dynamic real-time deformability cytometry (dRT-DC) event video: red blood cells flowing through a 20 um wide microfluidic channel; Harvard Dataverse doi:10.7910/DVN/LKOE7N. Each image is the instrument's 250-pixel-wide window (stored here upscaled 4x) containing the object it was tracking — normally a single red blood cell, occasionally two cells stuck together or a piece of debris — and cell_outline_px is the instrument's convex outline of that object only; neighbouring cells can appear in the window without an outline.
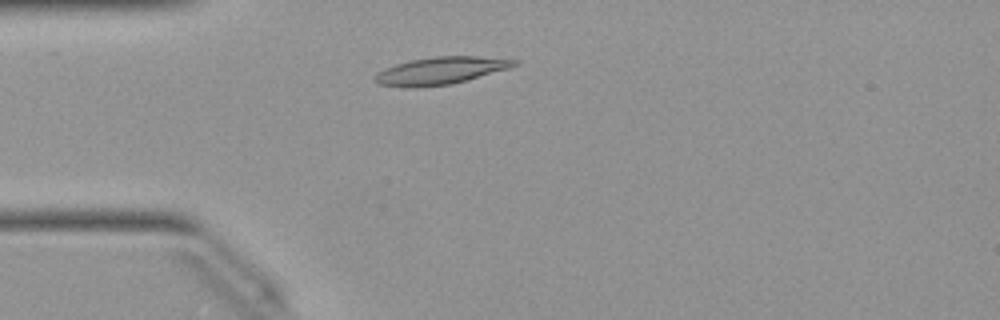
{"species": "Egyptian fruit bat (a non-hibernating species)", "species_latin": "Rousettus aegyptiacus", "temperature_condition": "warm", "stored_images_in_passage": 45, "camera_frame_rate_fps": 3000, "um_per_image_px": 0.085, "animal": {"sex": "female"}, "frame": {"image": 1, "passage_image": 7, "time_ms": 2.0, "image_size_px": [1000, 320], "cell_outline_px": [[520, 64], [508, 68], [468, 80], [448, 84], [376, 84], [372, 80], [376, 72], [384, 68], [408, 60], [432, 56], [476, 56], [520, 60]], "centroid_in_image_um": [37.51, 5.94], "position_along_channel_um": 47.5, "area_um2": 21.39}}
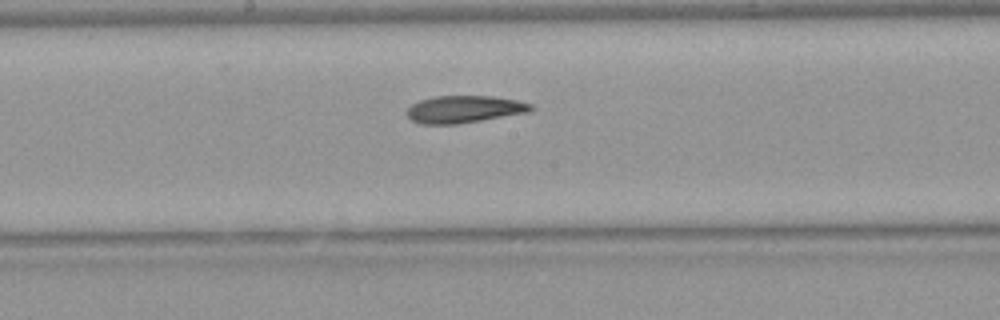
{"frame": {"image": 2, "passage_image": 20, "time_ms": 6.333, "image_size_px": [1000, 320], "cell_outline_px": [[532, 112], [456, 124], [420, 124], [412, 120], [404, 112], [412, 104], [420, 100], [436, 96], [492, 96], [516, 100], [532, 104]], "centroid_in_image_um": [39.45, 9.29], "position_along_channel_um": 208.8, "area_um2": 19.71}}
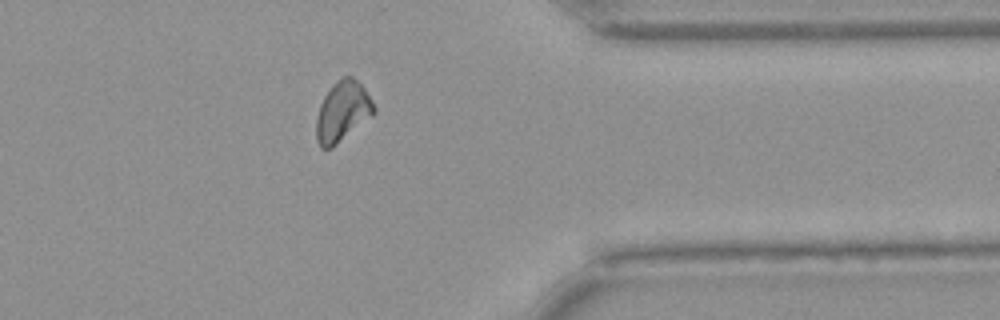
{"frame": {"image": 3, "passage_image": 34, "time_ms": 11.0, "image_size_px": [1000, 320], "cell_outline_px": [[376, 112], [372, 116], [332, 148], [320, 148], [316, 140], [316, 116], [320, 104], [324, 96], [332, 84], [336, 80], [344, 76], [352, 76], [364, 88], [372, 100], [376, 108]], "centroid_in_image_um": [29.1, 9.48], "position_along_channel_um": 382.3, "area_um2": 20.35}, "authors_computed_cell_mechanics": {"area_um2": 20.0566, "velocity_mm_per_s": 4.0271, "shape_relaxation_time_tau1_ms": null, "shape_relaxation_time_tau2_ms": 8.1477, "deformation_change_tau1": null, "deformation_change_tau2": 0.1654}}